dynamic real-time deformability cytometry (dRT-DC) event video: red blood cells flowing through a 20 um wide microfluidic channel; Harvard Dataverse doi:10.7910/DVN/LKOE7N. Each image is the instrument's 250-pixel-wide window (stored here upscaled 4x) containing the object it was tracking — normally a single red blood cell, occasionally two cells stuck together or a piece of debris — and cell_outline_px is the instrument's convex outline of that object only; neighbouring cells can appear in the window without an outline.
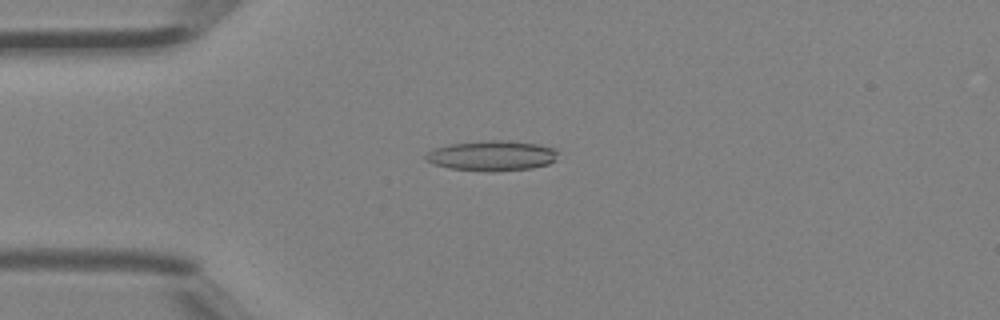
{"species": "Egyptian fruit bat (a non-hibernating species)", "species_latin": "Rousettus aegyptiacus", "temperature_condition": "room temperature", "stored_images_in_passage": 41, "camera_frame_rate_fps": 3000, "um_per_image_px": 0.085, "animal": {"sex": "female"}, "frame": {"image": 1, "passage_image": 7, "time_ms": 2.0, "image_size_px": [1000, 320], "cell_outline_px": [[560, 152], [556, 160], [548, 164], [532, 168], [492, 172], [488, 172], [448, 168], [432, 164], [424, 160], [424, 156], [432, 148], [448, 144], [484, 140], [504, 140], [536, 144], [556, 148]], "centroid_in_image_um": [41.79, 13.24], "position_along_channel_um": 43.2, "area_um2": 23.76}}
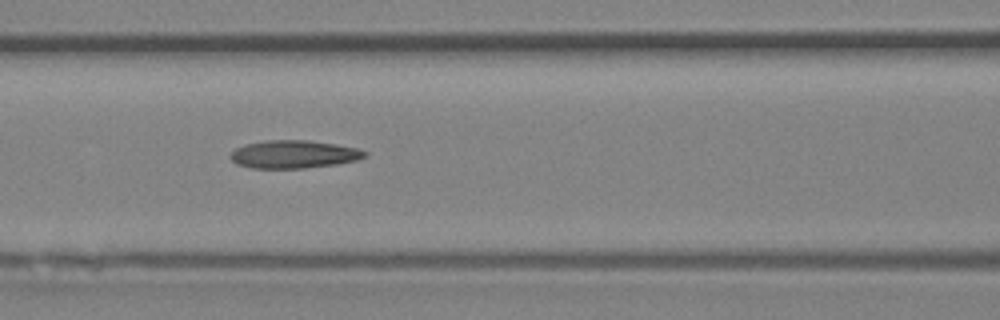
{"frame": {"image": 2, "passage_image": 15, "time_ms": 4.667, "image_size_px": [1000, 320], "cell_outline_px": [[368, 156], [356, 160], [336, 164], [304, 168], [252, 168], [236, 164], [232, 160], [232, 152], [236, 148], [244, 144], [268, 140], [308, 140], [356, 148], [368, 152]], "centroid_in_image_um": [24.97, 13.11], "position_along_channel_um": 141.6, "area_um2": 21.68}}
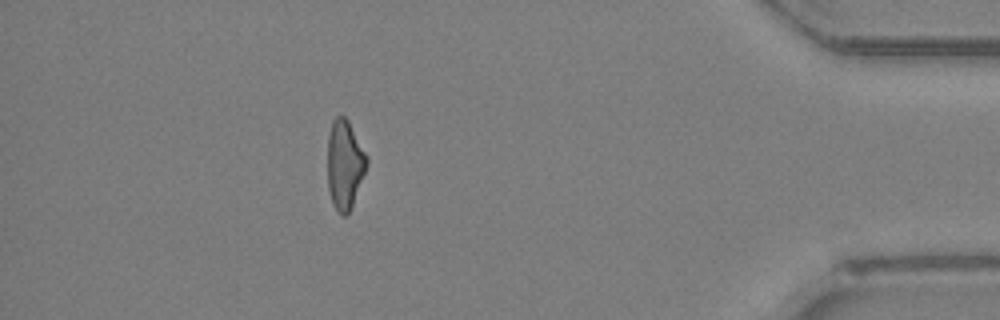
{"frame": {"image": 3, "passage_image": 36, "time_ms": 11.667, "image_size_px": [1000, 320], "cell_outline_px": [[368, 164], [352, 204], [348, 212], [344, 216], [340, 216], [332, 204], [328, 188], [328, 136], [332, 120], [336, 116], [344, 116], [348, 120], [368, 156]], "centroid_in_image_um": [29.29, 13.97], "position_along_channel_um": 405.9, "area_um2": 20.35}, "authors_computed_cell_mechanics": {"area_um2": 21.6172, "velocity_mm_per_s": 4.4915, "shape_relaxation_time_tau1_ms": null, "shape_relaxation_time_tau2_ms": 4.7086, "deformation_change_tau1": null, "deformation_change_tau2": 0.157}}